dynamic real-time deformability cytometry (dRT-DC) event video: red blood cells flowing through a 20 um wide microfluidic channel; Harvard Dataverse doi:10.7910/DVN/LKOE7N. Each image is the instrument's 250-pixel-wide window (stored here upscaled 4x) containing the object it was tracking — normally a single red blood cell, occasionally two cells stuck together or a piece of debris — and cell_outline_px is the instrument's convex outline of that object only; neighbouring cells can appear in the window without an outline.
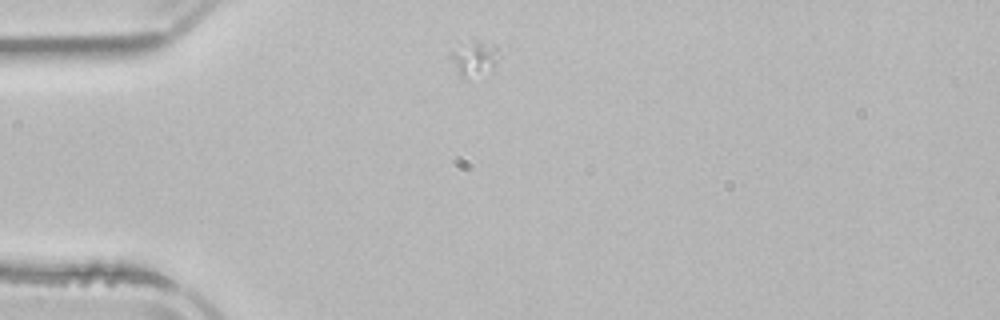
{"species": "common noctule bat (a hibernating species)", "species_latin": "Nyctalus noctula", "temperature_condition": "room temperature", "stored_images_in_passage": 1, "camera_frame_rate_fps": 3000, "um_per_image_px": 0.085, "animal": {"sex": "male", "body_mass_g": 21.5, "forearm_length_mm": 52.0}, "frame": {"image": 1, "passage_image": 1, "time_ms": 0.0, "image_size_px": [1000, 320], "cell_outline_px": [[512, 44], [492, 68], [464, 76], [460, 76], [448, 56], [448, 52], [472, 40], [480, 40]], "centroid_in_image_um": [40.54, 4.77], "position_along_channel_um": 44.5, "area_um2": 10.58}}